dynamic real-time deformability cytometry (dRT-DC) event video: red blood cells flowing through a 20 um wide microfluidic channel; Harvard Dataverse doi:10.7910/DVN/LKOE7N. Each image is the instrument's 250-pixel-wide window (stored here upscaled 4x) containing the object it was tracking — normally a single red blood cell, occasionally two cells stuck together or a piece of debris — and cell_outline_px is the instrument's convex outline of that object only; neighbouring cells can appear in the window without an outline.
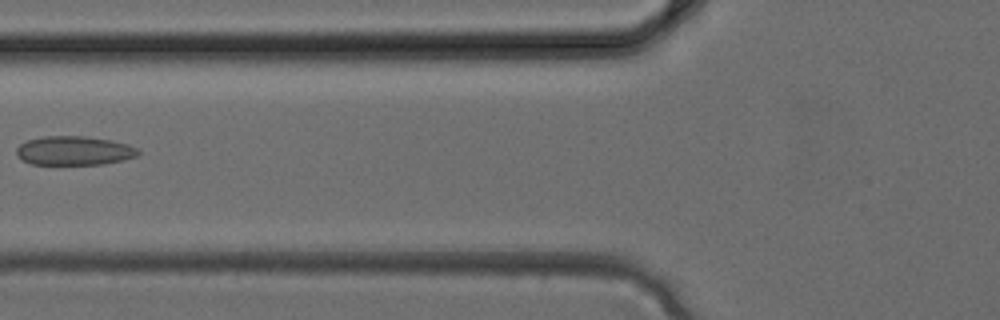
{"species": "common noctule bat (a hibernating species)", "species_latin": "Nyctalus noctula", "temperature_condition": "cold", "stored_images_in_passage": 4, "camera_frame_rate_fps": 3000, "um_per_image_px": 0.085, "animal": {"sex": "female", "body_mass_g": 24.6, "forearm_length_mm": 56.2}, "frame": {"image": 1, "passage_image": 4, "time_ms": 1.0, "image_size_px": [1000, 320], "cell_outline_px": [[140, 152], [136, 156], [124, 160], [104, 164], [32, 164], [20, 160], [16, 156], [16, 148], [20, 144], [28, 140], [44, 136], [84, 136], [112, 140], [128, 144], [136, 148]], "centroid_in_image_um": [6.28, 12.81], "position_along_channel_um": 119.5, "area_um2": 20.69}}